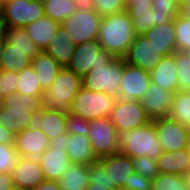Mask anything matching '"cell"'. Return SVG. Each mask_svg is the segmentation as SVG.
<instances>
[{"mask_svg":"<svg viewBox=\"0 0 190 190\" xmlns=\"http://www.w3.org/2000/svg\"><path fill=\"white\" fill-rule=\"evenodd\" d=\"M136 37L128 11L102 17L98 38L103 50L123 58Z\"/></svg>","mask_w":190,"mask_h":190,"instance_id":"1","label":"cell"},{"mask_svg":"<svg viewBox=\"0 0 190 190\" xmlns=\"http://www.w3.org/2000/svg\"><path fill=\"white\" fill-rule=\"evenodd\" d=\"M42 96L14 92L4 97L0 110V125L17 135L28 128L33 112L42 108Z\"/></svg>","mask_w":190,"mask_h":190,"instance_id":"2","label":"cell"},{"mask_svg":"<svg viewBox=\"0 0 190 190\" xmlns=\"http://www.w3.org/2000/svg\"><path fill=\"white\" fill-rule=\"evenodd\" d=\"M121 154L130 158L149 156L157 159L163 152L153 121L133 130L117 132Z\"/></svg>","mask_w":190,"mask_h":190,"instance_id":"3","label":"cell"},{"mask_svg":"<svg viewBox=\"0 0 190 190\" xmlns=\"http://www.w3.org/2000/svg\"><path fill=\"white\" fill-rule=\"evenodd\" d=\"M81 87L82 78L67 67H62L52 86L42 94V108L69 111Z\"/></svg>","mask_w":190,"mask_h":190,"instance_id":"4","label":"cell"},{"mask_svg":"<svg viewBox=\"0 0 190 190\" xmlns=\"http://www.w3.org/2000/svg\"><path fill=\"white\" fill-rule=\"evenodd\" d=\"M116 100L117 97L107 93L93 92L81 87L68 112L87 121L109 117Z\"/></svg>","mask_w":190,"mask_h":190,"instance_id":"5","label":"cell"},{"mask_svg":"<svg viewBox=\"0 0 190 190\" xmlns=\"http://www.w3.org/2000/svg\"><path fill=\"white\" fill-rule=\"evenodd\" d=\"M101 21L102 16L93 8L80 5L61 26L71 36L73 43L78 45L98 38Z\"/></svg>","mask_w":190,"mask_h":190,"instance_id":"6","label":"cell"},{"mask_svg":"<svg viewBox=\"0 0 190 190\" xmlns=\"http://www.w3.org/2000/svg\"><path fill=\"white\" fill-rule=\"evenodd\" d=\"M123 70V58H116L107 66H99L95 67V70H90L82 77V87L118 98Z\"/></svg>","mask_w":190,"mask_h":190,"instance_id":"7","label":"cell"},{"mask_svg":"<svg viewBox=\"0 0 190 190\" xmlns=\"http://www.w3.org/2000/svg\"><path fill=\"white\" fill-rule=\"evenodd\" d=\"M115 59L113 54L103 50L96 39L76 45L67 68L82 78L90 70H95V67L107 66Z\"/></svg>","mask_w":190,"mask_h":190,"instance_id":"8","label":"cell"},{"mask_svg":"<svg viewBox=\"0 0 190 190\" xmlns=\"http://www.w3.org/2000/svg\"><path fill=\"white\" fill-rule=\"evenodd\" d=\"M44 16L42 0H5L2 21L5 27L25 28Z\"/></svg>","mask_w":190,"mask_h":190,"instance_id":"9","label":"cell"},{"mask_svg":"<svg viewBox=\"0 0 190 190\" xmlns=\"http://www.w3.org/2000/svg\"><path fill=\"white\" fill-rule=\"evenodd\" d=\"M88 138L97 159L120 152L117 129L109 117L90 120Z\"/></svg>","mask_w":190,"mask_h":190,"instance_id":"10","label":"cell"},{"mask_svg":"<svg viewBox=\"0 0 190 190\" xmlns=\"http://www.w3.org/2000/svg\"><path fill=\"white\" fill-rule=\"evenodd\" d=\"M109 118L117 132L133 130L151 121L140 101L119 98H117Z\"/></svg>","mask_w":190,"mask_h":190,"instance_id":"11","label":"cell"},{"mask_svg":"<svg viewBox=\"0 0 190 190\" xmlns=\"http://www.w3.org/2000/svg\"><path fill=\"white\" fill-rule=\"evenodd\" d=\"M155 124L158 140L164 151L173 152L188 147L190 129L170 117L152 120Z\"/></svg>","mask_w":190,"mask_h":190,"instance_id":"12","label":"cell"},{"mask_svg":"<svg viewBox=\"0 0 190 190\" xmlns=\"http://www.w3.org/2000/svg\"><path fill=\"white\" fill-rule=\"evenodd\" d=\"M151 84L150 72L124 62L118 98L139 101Z\"/></svg>","mask_w":190,"mask_h":190,"instance_id":"13","label":"cell"},{"mask_svg":"<svg viewBox=\"0 0 190 190\" xmlns=\"http://www.w3.org/2000/svg\"><path fill=\"white\" fill-rule=\"evenodd\" d=\"M164 56L157 53L146 36H136L129 46L127 54L123 57L124 62L151 72Z\"/></svg>","mask_w":190,"mask_h":190,"instance_id":"14","label":"cell"},{"mask_svg":"<svg viewBox=\"0 0 190 190\" xmlns=\"http://www.w3.org/2000/svg\"><path fill=\"white\" fill-rule=\"evenodd\" d=\"M174 93L162 89L151 82L145 95L139 100L146 115L152 121L158 118L169 117Z\"/></svg>","mask_w":190,"mask_h":190,"instance_id":"15","label":"cell"},{"mask_svg":"<svg viewBox=\"0 0 190 190\" xmlns=\"http://www.w3.org/2000/svg\"><path fill=\"white\" fill-rule=\"evenodd\" d=\"M67 112L43 109L33 112L28 128L41 129L49 139L67 132Z\"/></svg>","mask_w":190,"mask_h":190,"instance_id":"16","label":"cell"},{"mask_svg":"<svg viewBox=\"0 0 190 190\" xmlns=\"http://www.w3.org/2000/svg\"><path fill=\"white\" fill-rule=\"evenodd\" d=\"M108 174L110 183H114L117 190H125L131 175L135 173L132 158L121 153L109 155L98 159Z\"/></svg>","mask_w":190,"mask_h":190,"instance_id":"17","label":"cell"},{"mask_svg":"<svg viewBox=\"0 0 190 190\" xmlns=\"http://www.w3.org/2000/svg\"><path fill=\"white\" fill-rule=\"evenodd\" d=\"M49 141L41 129L27 128L15 135L14 145L19 157L39 158L50 147Z\"/></svg>","mask_w":190,"mask_h":190,"instance_id":"18","label":"cell"},{"mask_svg":"<svg viewBox=\"0 0 190 190\" xmlns=\"http://www.w3.org/2000/svg\"><path fill=\"white\" fill-rule=\"evenodd\" d=\"M11 175L13 183L24 190H33L45 181L38 158L19 157Z\"/></svg>","mask_w":190,"mask_h":190,"instance_id":"19","label":"cell"},{"mask_svg":"<svg viewBox=\"0 0 190 190\" xmlns=\"http://www.w3.org/2000/svg\"><path fill=\"white\" fill-rule=\"evenodd\" d=\"M45 180L58 181L72 164L66 150L49 147L38 158Z\"/></svg>","mask_w":190,"mask_h":190,"instance_id":"20","label":"cell"},{"mask_svg":"<svg viewBox=\"0 0 190 190\" xmlns=\"http://www.w3.org/2000/svg\"><path fill=\"white\" fill-rule=\"evenodd\" d=\"M40 49H21L6 42L0 60V70L19 73L30 67L32 60L41 52Z\"/></svg>","mask_w":190,"mask_h":190,"instance_id":"21","label":"cell"},{"mask_svg":"<svg viewBox=\"0 0 190 190\" xmlns=\"http://www.w3.org/2000/svg\"><path fill=\"white\" fill-rule=\"evenodd\" d=\"M144 36L151 41L157 53L168 56L176 52L174 20L153 26Z\"/></svg>","mask_w":190,"mask_h":190,"instance_id":"22","label":"cell"},{"mask_svg":"<svg viewBox=\"0 0 190 190\" xmlns=\"http://www.w3.org/2000/svg\"><path fill=\"white\" fill-rule=\"evenodd\" d=\"M76 44L73 43L68 32L60 26L44 52L50 55L61 67H67L75 52Z\"/></svg>","mask_w":190,"mask_h":190,"instance_id":"23","label":"cell"},{"mask_svg":"<svg viewBox=\"0 0 190 190\" xmlns=\"http://www.w3.org/2000/svg\"><path fill=\"white\" fill-rule=\"evenodd\" d=\"M151 82L162 89L176 93L178 91V78L175 65V53L164 56L156 67L150 72Z\"/></svg>","mask_w":190,"mask_h":190,"instance_id":"24","label":"cell"},{"mask_svg":"<svg viewBox=\"0 0 190 190\" xmlns=\"http://www.w3.org/2000/svg\"><path fill=\"white\" fill-rule=\"evenodd\" d=\"M157 168L162 174L184 175L190 168L188 148L173 152L164 151L157 159Z\"/></svg>","mask_w":190,"mask_h":190,"instance_id":"25","label":"cell"},{"mask_svg":"<svg viewBox=\"0 0 190 190\" xmlns=\"http://www.w3.org/2000/svg\"><path fill=\"white\" fill-rule=\"evenodd\" d=\"M66 153L71 163L90 165L98 161L94 155L88 136L69 134L66 144Z\"/></svg>","mask_w":190,"mask_h":190,"instance_id":"26","label":"cell"},{"mask_svg":"<svg viewBox=\"0 0 190 190\" xmlns=\"http://www.w3.org/2000/svg\"><path fill=\"white\" fill-rule=\"evenodd\" d=\"M61 24L47 16H43L25 27L29 37L40 50L44 51Z\"/></svg>","mask_w":190,"mask_h":190,"instance_id":"27","label":"cell"},{"mask_svg":"<svg viewBox=\"0 0 190 190\" xmlns=\"http://www.w3.org/2000/svg\"><path fill=\"white\" fill-rule=\"evenodd\" d=\"M31 66L36 72L40 87L43 91L48 90L57 73L62 68L50 55L41 51L33 60Z\"/></svg>","mask_w":190,"mask_h":190,"instance_id":"28","label":"cell"},{"mask_svg":"<svg viewBox=\"0 0 190 190\" xmlns=\"http://www.w3.org/2000/svg\"><path fill=\"white\" fill-rule=\"evenodd\" d=\"M58 183L62 190H86L89 184V165L72 163Z\"/></svg>","mask_w":190,"mask_h":190,"instance_id":"29","label":"cell"},{"mask_svg":"<svg viewBox=\"0 0 190 190\" xmlns=\"http://www.w3.org/2000/svg\"><path fill=\"white\" fill-rule=\"evenodd\" d=\"M127 11L131 16L136 36L144 35L156 25L155 10H153L152 4H132Z\"/></svg>","mask_w":190,"mask_h":190,"instance_id":"30","label":"cell"},{"mask_svg":"<svg viewBox=\"0 0 190 190\" xmlns=\"http://www.w3.org/2000/svg\"><path fill=\"white\" fill-rule=\"evenodd\" d=\"M44 15L62 24L80 6L72 0H42Z\"/></svg>","mask_w":190,"mask_h":190,"instance_id":"31","label":"cell"},{"mask_svg":"<svg viewBox=\"0 0 190 190\" xmlns=\"http://www.w3.org/2000/svg\"><path fill=\"white\" fill-rule=\"evenodd\" d=\"M169 117L190 129V93L188 91L174 93Z\"/></svg>","mask_w":190,"mask_h":190,"instance_id":"32","label":"cell"},{"mask_svg":"<svg viewBox=\"0 0 190 190\" xmlns=\"http://www.w3.org/2000/svg\"><path fill=\"white\" fill-rule=\"evenodd\" d=\"M16 91L32 96H42L44 91L40 87L38 76L32 66L18 73Z\"/></svg>","mask_w":190,"mask_h":190,"instance_id":"33","label":"cell"},{"mask_svg":"<svg viewBox=\"0 0 190 190\" xmlns=\"http://www.w3.org/2000/svg\"><path fill=\"white\" fill-rule=\"evenodd\" d=\"M152 7L155 10L156 25L175 20L181 11L179 0H152Z\"/></svg>","mask_w":190,"mask_h":190,"instance_id":"34","label":"cell"},{"mask_svg":"<svg viewBox=\"0 0 190 190\" xmlns=\"http://www.w3.org/2000/svg\"><path fill=\"white\" fill-rule=\"evenodd\" d=\"M86 190H117L114 183H110L108 174L99 161L89 165V184Z\"/></svg>","mask_w":190,"mask_h":190,"instance_id":"35","label":"cell"},{"mask_svg":"<svg viewBox=\"0 0 190 190\" xmlns=\"http://www.w3.org/2000/svg\"><path fill=\"white\" fill-rule=\"evenodd\" d=\"M152 190H190L185 183L184 175L159 173L151 180Z\"/></svg>","mask_w":190,"mask_h":190,"instance_id":"36","label":"cell"},{"mask_svg":"<svg viewBox=\"0 0 190 190\" xmlns=\"http://www.w3.org/2000/svg\"><path fill=\"white\" fill-rule=\"evenodd\" d=\"M176 51L184 52L190 48V18L181 14L174 20Z\"/></svg>","mask_w":190,"mask_h":190,"instance_id":"37","label":"cell"},{"mask_svg":"<svg viewBox=\"0 0 190 190\" xmlns=\"http://www.w3.org/2000/svg\"><path fill=\"white\" fill-rule=\"evenodd\" d=\"M4 35L6 42L14 45L15 48L39 49V47L33 43V40L29 37L25 28L5 27Z\"/></svg>","mask_w":190,"mask_h":190,"instance_id":"38","label":"cell"},{"mask_svg":"<svg viewBox=\"0 0 190 190\" xmlns=\"http://www.w3.org/2000/svg\"><path fill=\"white\" fill-rule=\"evenodd\" d=\"M175 65L178 78V91L190 89V59L184 52H175Z\"/></svg>","mask_w":190,"mask_h":190,"instance_id":"39","label":"cell"},{"mask_svg":"<svg viewBox=\"0 0 190 190\" xmlns=\"http://www.w3.org/2000/svg\"><path fill=\"white\" fill-rule=\"evenodd\" d=\"M87 5L93 8L102 17L126 10L121 0H88Z\"/></svg>","mask_w":190,"mask_h":190,"instance_id":"40","label":"cell"},{"mask_svg":"<svg viewBox=\"0 0 190 190\" xmlns=\"http://www.w3.org/2000/svg\"><path fill=\"white\" fill-rule=\"evenodd\" d=\"M18 158L14 144H0V173L11 174Z\"/></svg>","mask_w":190,"mask_h":190,"instance_id":"41","label":"cell"},{"mask_svg":"<svg viewBox=\"0 0 190 190\" xmlns=\"http://www.w3.org/2000/svg\"><path fill=\"white\" fill-rule=\"evenodd\" d=\"M132 160L134 163V170L138 174L151 180L159 174L155 159H152L149 156H139L132 158Z\"/></svg>","mask_w":190,"mask_h":190,"instance_id":"42","label":"cell"},{"mask_svg":"<svg viewBox=\"0 0 190 190\" xmlns=\"http://www.w3.org/2000/svg\"><path fill=\"white\" fill-rule=\"evenodd\" d=\"M18 73L0 70V98L16 92Z\"/></svg>","mask_w":190,"mask_h":190,"instance_id":"43","label":"cell"},{"mask_svg":"<svg viewBox=\"0 0 190 190\" xmlns=\"http://www.w3.org/2000/svg\"><path fill=\"white\" fill-rule=\"evenodd\" d=\"M67 133L88 136L89 121L67 112Z\"/></svg>","mask_w":190,"mask_h":190,"instance_id":"44","label":"cell"},{"mask_svg":"<svg viewBox=\"0 0 190 190\" xmlns=\"http://www.w3.org/2000/svg\"><path fill=\"white\" fill-rule=\"evenodd\" d=\"M151 179L144 177L137 172L131 175L129 184H125V190H150Z\"/></svg>","mask_w":190,"mask_h":190,"instance_id":"45","label":"cell"},{"mask_svg":"<svg viewBox=\"0 0 190 190\" xmlns=\"http://www.w3.org/2000/svg\"><path fill=\"white\" fill-rule=\"evenodd\" d=\"M69 138V133H64L50 139L49 144L51 148H60L61 150H66L67 140Z\"/></svg>","mask_w":190,"mask_h":190,"instance_id":"46","label":"cell"},{"mask_svg":"<svg viewBox=\"0 0 190 190\" xmlns=\"http://www.w3.org/2000/svg\"><path fill=\"white\" fill-rule=\"evenodd\" d=\"M15 135L0 125V144H14Z\"/></svg>","mask_w":190,"mask_h":190,"instance_id":"47","label":"cell"},{"mask_svg":"<svg viewBox=\"0 0 190 190\" xmlns=\"http://www.w3.org/2000/svg\"><path fill=\"white\" fill-rule=\"evenodd\" d=\"M33 190H62L58 181L45 180Z\"/></svg>","mask_w":190,"mask_h":190,"instance_id":"48","label":"cell"},{"mask_svg":"<svg viewBox=\"0 0 190 190\" xmlns=\"http://www.w3.org/2000/svg\"><path fill=\"white\" fill-rule=\"evenodd\" d=\"M12 185H14L12 175L7 173H0V190H7Z\"/></svg>","mask_w":190,"mask_h":190,"instance_id":"49","label":"cell"},{"mask_svg":"<svg viewBox=\"0 0 190 190\" xmlns=\"http://www.w3.org/2000/svg\"><path fill=\"white\" fill-rule=\"evenodd\" d=\"M180 14L190 18V0H179Z\"/></svg>","mask_w":190,"mask_h":190,"instance_id":"50","label":"cell"},{"mask_svg":"<svg viewBox=\"0 0 190 190\" xmlns=\"http://www.w3.org/2000/svg\"><path fill=\"white\" fill-rule=\"evenodd\" d=\"M132 4L147 5V4H152V0H131L130 3L126 6V10H127Z\"/></svg>","mask_w":190,"mask_h":190,"instance_id":"51","label":"cell"},{"mask_svg":"<svg viewBox=\"0 0 190 190\" xmlns=\"http://www.w3.org/2000/svg\"><path fill=\"white\" fill-rule=\"evenodd\" d=\"M6 43V39L5 38H0V60L3 54V49Z\"/></svg>","mask_w":190,"mask_h":190,"instance_id":"52","label":"cell"},{"mask_svg":"<svg viewBox=\"0 0 190 190\" xmlns=\"http://www.w3.org/2000/svg\"><path fill=\"white\" fill-rule=\"evenodd\" d=\"M185 183L190 187V168L184 174Z\"/></svg>","mask_w":190,"mask_h":190,"instance_id":"53","label":"cell"},{"mask_svg":"<svg viewBox=\"0 0 190 190\" xmlns=\"http://www.w3.org/2000/svg\"><path fill=\"white\" fill-rule=\"evenodd\" d=\"M4 31H5V25L2 19H0V38H5Z\"/></svg>","mask_w":190,"mask_h":190,"instance_id":"54","label":"cell"},{"mask_svg":"<svg viewBox=\"0 0 190 190\" xmlns=\"http://www.w3.org/2000/svg\"><path fill=\"white\" fill-rule=\"evenodd\" d=\"M78 3L79 5H87L88 0H72Z\"/></svg>","mask_w":190,"mask_h":190,"instance_id":"55","label":"cell"},{"mask_svg":"<svg viewBox=\"0 0 190 190\" xmlns=\"http://www.w3.org/2000/svg\"><path fill=\"white\" fill-rule=\"evenodd\" d=\"M7 190H24V189H22V188H20L19 186H16L15 184L14 185H12L9 189H7Z\"/></svg>","mask_w":190,"mask_h":190,"instance_id":"56","label":"cell"},{"mask_svg":"<svg viewBox=\"0 0 190 190\" xmlns=\"http://www.w3.org/2000/svg\"><path fill=\"white\" fill-rule=\"evenodd\" d=\"M2 7H3V1L0 0V19L2 17Z\"/></svg>","mask_w":190,"mask_h":190,"instance_id":"57","label":"cell"},{"mask_svg":"<svg viewBox=\"0 0 190 190\" xmlns=\"http://www.w3.org/2000/svg\"><path fill=\"white\" fill-rule=\"evenodd\" d=\"M131 0H121L125 7L130 3Z\"/></svg>","mask_w":190,"mask_h":190,"instance_id":"58","label":"cell"},{"mask_svg":"<svg viewBox=\"0 0 190 190\" xmlns=\"http://www.w3.org/2000/svg\"><path fill=\"white\" fill-rule=\"evenodd\" d=\"M184 53H185L186 56L190 59V48L187 49L186 51H184Z\"/></svg>","mask_w":190,"mask_h":190,"instance_id":"59","label":"cell"},{"mask_svg":"<svg viewBox=\"0 0 190 190\" xmlns=\"http://www.w3.org/2000/svg\"><path fill=\"white\" fill-rule=\"evenodd\" d=\"M188 150H189V153H190V138H189V144H188Z\"/></svg>","mask_w":190,"mask_h":190,"instance_id":"60","label":"cell"},{"mask_svg":"<svg viewBox=\"0 0 190 190\" xmlns=\"http://www.w3.org/2000/svg\"><path fill=\"white\" fill-rule=\"evenodd\" d=\"M1 107H2V101L0 100V110H1Z\"/></svg>","mask_w":190,"mask_h":190,"instance_id":"61","label":"cell"}]
</instances>
